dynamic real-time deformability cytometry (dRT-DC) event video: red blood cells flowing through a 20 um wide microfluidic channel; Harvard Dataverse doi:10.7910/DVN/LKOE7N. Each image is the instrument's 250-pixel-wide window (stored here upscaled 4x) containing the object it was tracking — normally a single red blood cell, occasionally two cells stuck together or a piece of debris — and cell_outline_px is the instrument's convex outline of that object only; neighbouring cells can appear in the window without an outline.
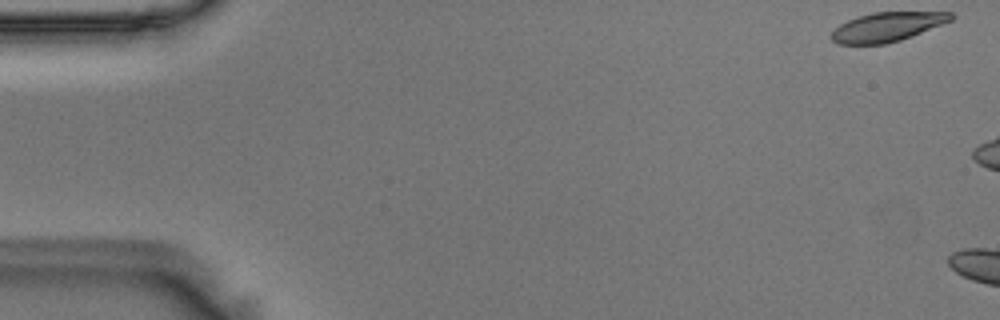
{"species": "Egyptian fruit bat (a non-hibernating species)", "species_latin": "Rousettus aegyptiacus", "temperature_condition": "room temperature", "stored_images_in_passage": 5, "camera_frame_rate_fps": 3000, "um_per_image_px": 0.085, "animal": {"sex": "male"}, "frame": {"image": 1, "passage_image": 1, "time_ms": 0.0, "image_size_px": [1000, 320], "cell_outline_px": [[956, 16], [952, 20], [912, 36], [888, 44], [840, 44], [832, 40], [832, 32], [840, 24], [856, 16], [872, 12], [952, 12]], "centroid_in_image_um": [75.43, 2.28], "position_along_channel_um": 9.6, "area_um2": 20.35}}